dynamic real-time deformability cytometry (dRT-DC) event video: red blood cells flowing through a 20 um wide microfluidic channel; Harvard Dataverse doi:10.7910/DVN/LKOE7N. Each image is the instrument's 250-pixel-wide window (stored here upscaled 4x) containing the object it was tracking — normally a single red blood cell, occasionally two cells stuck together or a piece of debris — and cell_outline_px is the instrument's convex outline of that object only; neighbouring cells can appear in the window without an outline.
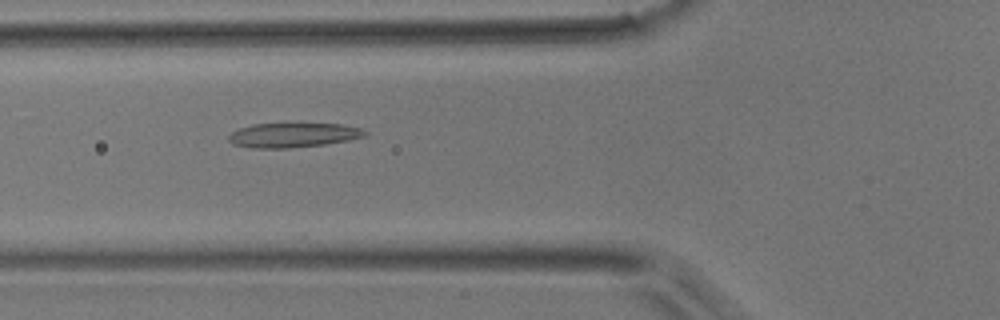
{"species": "common noctule bat (a hibernating species)", "species_latin": "Nyctalus noctula", "temperature_condition": "room temperature", "stored_images_in_passage": 34, "camera_frame_rate_fps": 3000, "um_per_image_px": 0.085, "animal": {"sex": "male", "body_mass_g": 17.9}, "frame": {"image": 1, "passage_image": 5, "time_ms": 1.333, "image_size_px": [1000, 320], "cell_outline_px": [[368, 132], [364, 136], [348, 140], [324, 144], [288, 148], [252, 148], [232, 144], [228, 140], [228, 136], [232, 132], [240, 128], [252, 124], [340, 124], [360, 128]], "centroid_in_image_um": [24.88, 11.49], "position_along_channel_um": 100.9, "area_um2": 19.25}}
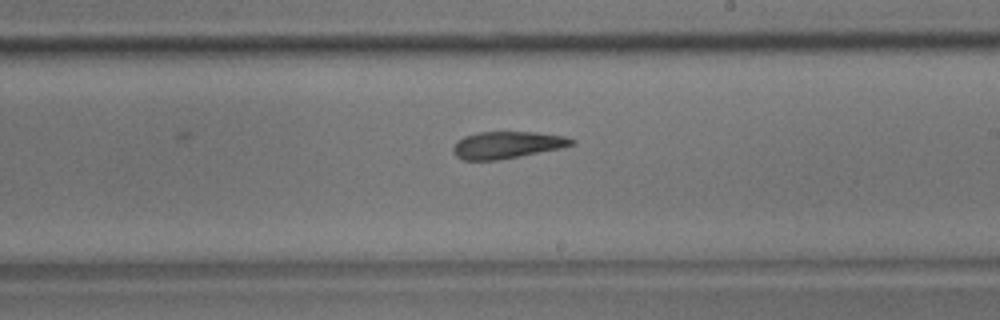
{"frame": {"image": 2, "passage_image": 16, "time_ms": 5.0, "image_size_px": [1000, 320], "cell_outline_px": [[576, 144], [560, 148], [500, 160], [464, 160], [456, 156], [452, 152], [452, 148], [456, 140], [464, 136], [480, 132], [536, 132], [564, 136], [576, 140]], "centroid_in_image_um": [43.08, 12.32], "position_along_channel_um": 245.9, "area_um2": 18.73}}
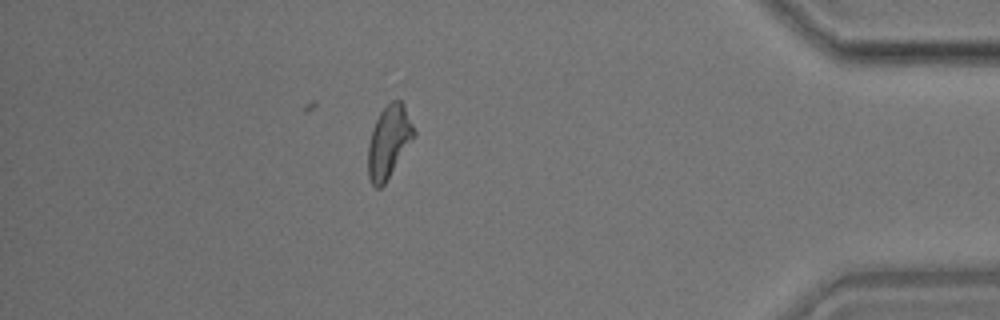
{"frame": {"image": 3, "passage_image": 31, "time_ms": 10.0, "image_size_px": [1000, 320], "cell_outline_px": [[416, 136], [384, 184], [380, 188], [376, 188], [372, 184], [368, 176], [368, 144], [372, 128], [380, 112], [392, 100], [400, 100], [404, 104], [416, 132]], "centroid_in_image_um": [33.06, 12.04], "position_along_channel_um": 402.1, "area_um2": 19.36}}